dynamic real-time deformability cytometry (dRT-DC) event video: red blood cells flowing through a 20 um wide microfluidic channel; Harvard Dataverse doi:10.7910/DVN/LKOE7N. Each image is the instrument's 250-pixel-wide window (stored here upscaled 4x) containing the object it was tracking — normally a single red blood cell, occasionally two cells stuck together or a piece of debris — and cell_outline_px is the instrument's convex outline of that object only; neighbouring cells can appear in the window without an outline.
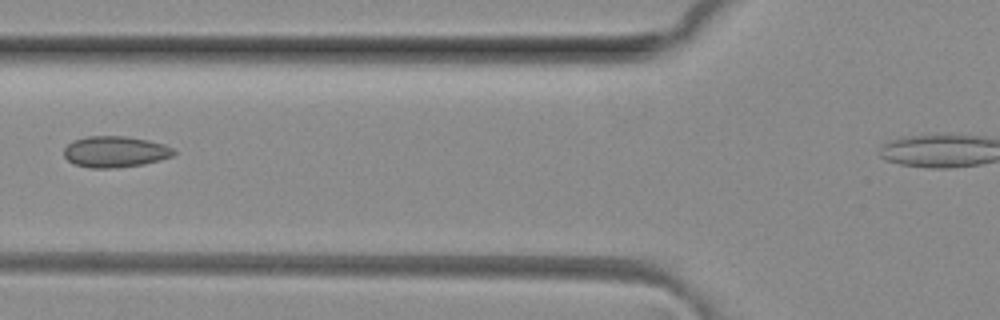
{"species": "common noctule bat (a hibernating species)", "species_latin": "Nyctalus noctula", "temperature_condition": "room temperature", "stored_images_in_passage": 5, "camera_frame_rate_fps": 3000, "um_per_image_px": 0.085, "animal": {"sex": "female", "body_mass_g": 29.2, "forearm_length_mm": 56.3}, "frame": {"image": 1, "passage_image": 3, "time_ms": 0.667, "image_size_px": [1000, 320], "cell_outline_px": [[176, 152], [172, 156], [160, 160], [144, 164], [116, 168], [88, 168], [76, 164], [68, 160], [64, 156], [64, 148], [72, 140], [88, 136], [124, 136], [148, 140], [164, 144], [172, 148]], "centroid_in_image_um": [9.78, 12.9], "position_along_channel_um": 116.0, "area_um2": 20.0}}
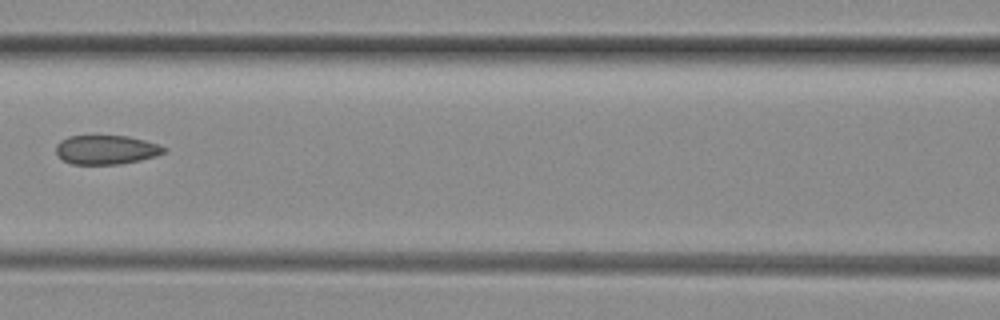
{"frame": {"image": 2, "passage_image": 4, "time_ms": 1.0, "image_size_px": [1000, 320], "cell_outline_px": [[168, 148], [164, 152], [156, 156], [140, 160], [120, 164], [72, 164], [64, 160], [56, 152], [56, 144], [60, 140], [68, 136], [128, 136], [160, 144]], "centroid_in_image_um": [9.05, 12.72], "position_along_channel_um": 157.6, "area_um2": 18.32}}